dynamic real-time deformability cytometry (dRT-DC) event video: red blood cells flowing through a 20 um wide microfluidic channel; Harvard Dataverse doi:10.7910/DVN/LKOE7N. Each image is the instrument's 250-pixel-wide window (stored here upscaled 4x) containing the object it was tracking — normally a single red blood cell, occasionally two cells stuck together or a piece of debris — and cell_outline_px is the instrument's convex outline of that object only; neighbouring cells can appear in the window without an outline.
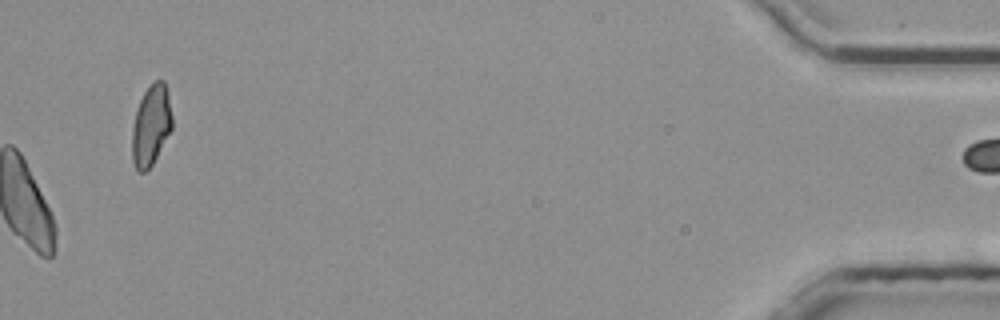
{"species": "common noctule bat (a hibernating species)", "species_latin": "Nyctalus noctula", "temperature_condition": "room temperature", "stored_images_in_passage": 56, "segment_of_instrument_passage": [2, 2], "camera_frame_rate_fps": 3000, "um_per_image_px": 0.085, "animal": {"sex": "male", "body_mass_g": 20.4}, "frame": {"image": 1, "passage_image": 56, "time_ms": 18.333, "image_size_px": [1000, 320], "cell_outline_px": [[172, 128], [152, 164], [144, 172], [136, 172], [132, 160], [132, 128], [136, 112], [140, 100], [144, 92], [156, 80], [164, 80], [168, 96], [172, 116]], "centroid_in_image_um": [12.82, 10.68], "position_along_channel_um": 422.4, "area_um2": 18.55}}